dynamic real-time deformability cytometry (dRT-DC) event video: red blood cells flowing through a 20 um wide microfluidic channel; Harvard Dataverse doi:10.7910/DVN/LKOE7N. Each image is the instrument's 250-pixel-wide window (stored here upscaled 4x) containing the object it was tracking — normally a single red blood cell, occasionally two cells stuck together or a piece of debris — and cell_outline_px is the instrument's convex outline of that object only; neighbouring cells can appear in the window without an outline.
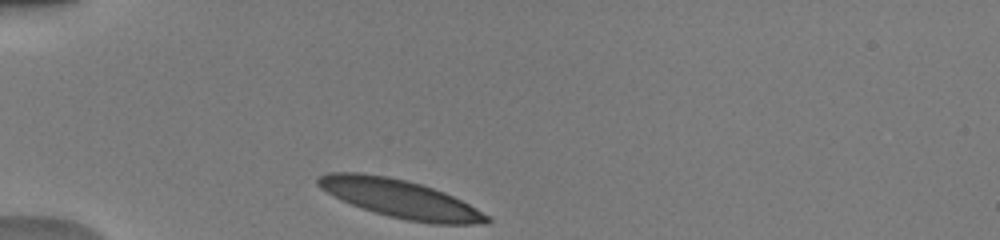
{"species": "human", "species_latin": "Homo sapiens", "temperature_condition": "warm", "stored_images_in_passage": 31, "camera_frame_rate_fps": 3000, "um_per_image_px": 0.085, "donor": {"sex": "male"}, "frame": {"image": 1, "passage_image": 1, "time_ms": 0.0, "image_size_px": [1000, 240], "cell_outline_px": [[492, 220], [488, 224], [432, 224], [408, 220], [388, 216], [352, 204], [320, 188], [316, 184], [316, 180], [320, 176], [328, 172], [360, 172], [388, 176], [420, 184], [444, 192], [476, 208], [488, 216]], "centroid_in_image_um": [34.03, 16.89], "position_along_channel_um": 51.0, "area_um2": 37.05}}
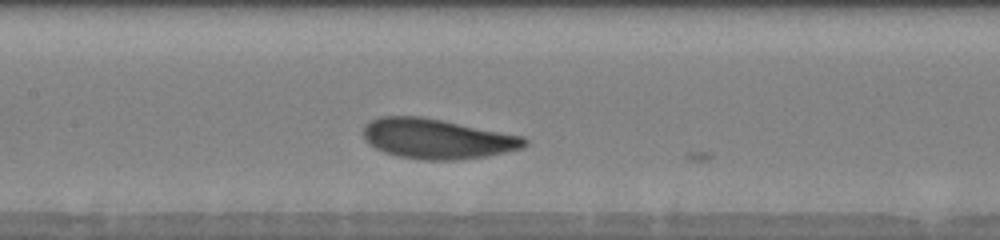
{"frame": {"image": 2, "passage_image": 12, "time_ms": 3.667, "image_size_px": [1000, 240], "cell_outline_px": [[528, 144], [520, 148], [504, 152], [484, 156], [456, 160], [420, 160], [400, 156], [384, 152], [376, 148], [364, 140], [364, 124], [380, 116], [420, 116], [524, 136], [528, 140]], "centroid_in_image_um": [37.13, 11.79], "position_along_channel_um": 170.3, "area_um2": 37.34}}
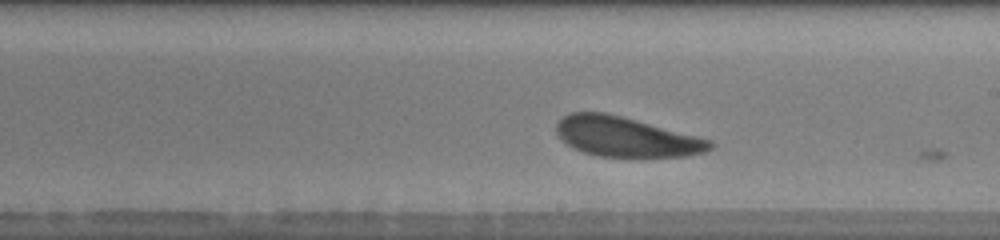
{"frame": {"image": 3, "passage_image": 17, "time_ms": 5.333, "image_size_px": [1000, 240], "cell_outline_px": [[716, 144], [708, 152], [688, 156], [600, 156], [584, 152], [572, 148], [560, 140], [556, 132], [556, 124], [564, 116], [572, 112], [604, 112], [636, 120], [712, 140]], "centroid_in_image_um": [53.21, 11.63], "position_along_channel_um": 235.8, "area_um2": 35.49}, "authors_computed_cell_mechanics": {"area_um2": 37.1076, "velocity_mm_per_s": 3.9404, "shape_relaxation_time_tau1_ms": 1.3848, "shape_relaxation_time_tau2_ms": 4.6054, "deformation_change_tau1": 0.1075, "deformation_change_tau2": 0.1522}}